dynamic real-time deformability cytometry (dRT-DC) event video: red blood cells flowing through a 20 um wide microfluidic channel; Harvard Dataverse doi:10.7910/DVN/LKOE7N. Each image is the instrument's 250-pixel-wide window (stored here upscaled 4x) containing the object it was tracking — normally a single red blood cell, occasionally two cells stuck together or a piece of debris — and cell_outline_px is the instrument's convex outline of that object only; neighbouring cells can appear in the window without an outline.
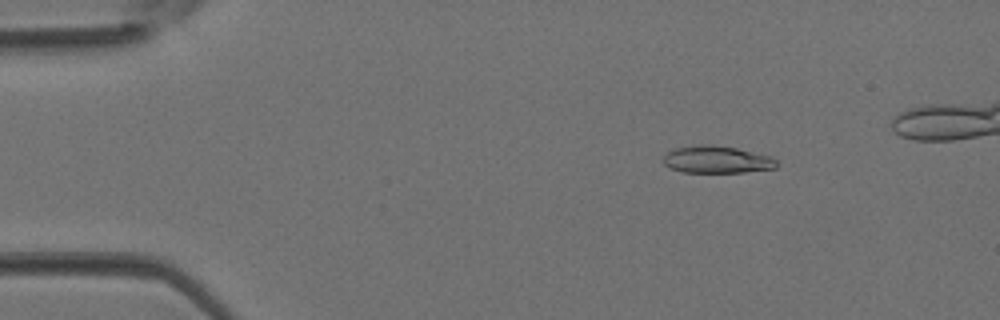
{"species": "Egyptian fruit bat (a non-hibernating species)", "species_latin": "Rousettus aegyptiacus", "temperature_condition": "room temperature", "stored_images_in_passage": 4, "camera_frame_rate_fps": 3000, "um_per_image_px": 0.085, "animal": {"sex": "female"}, "frame": {"image": 1, "passage_image": 2, "time_ms": 0.333, "image_size_px": [1000, 320], "cell_outline_px": [[776, 168], [744, 172], [680, 172], [664, 164], [664, 156], [668, 152], [676, 148], [700, 144], [712, 144], [736, 148], [772, 156], [776, 160]], "centroid_in_image_um": [60.94, 13.56], "position_along_channel_um": 24.1, "area_um2": 17.92}}